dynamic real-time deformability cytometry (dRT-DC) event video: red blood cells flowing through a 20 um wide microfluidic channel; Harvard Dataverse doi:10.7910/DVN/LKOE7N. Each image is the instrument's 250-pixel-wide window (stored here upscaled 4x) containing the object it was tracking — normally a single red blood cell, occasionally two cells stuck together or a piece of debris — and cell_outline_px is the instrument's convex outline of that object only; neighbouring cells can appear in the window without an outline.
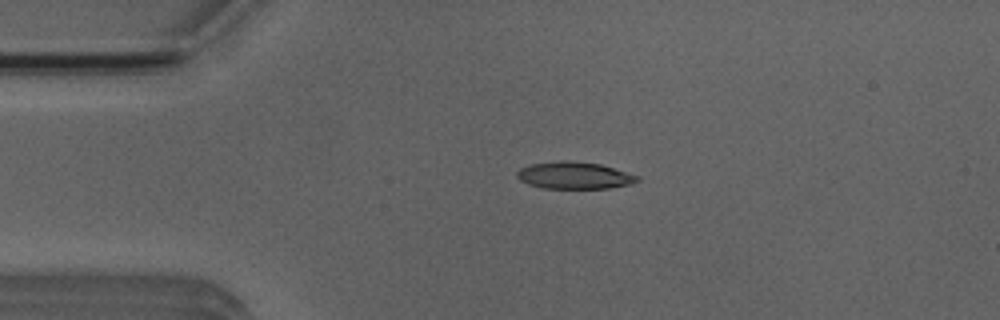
{"species": "Egyptian fruit bat (a non-hibernating species)", "species_latin": "Rousettus aegyptiacus", "temperature_condition": "room temperature", "stored_images_in_passage": 4, "camera_frame_rate_fps": 3000, "um_per_image_px": 0.085, "animal": {"sex": "male"}, "frame": {"image": 1, "passage_image": 3, "time_ms": 2.333, "image_size_px": [1000, 320], "cell_outline_px": [[640, 180], [632, 184], [608, 188], [544, 188], [528, 184], [520, 180], [516, 176], [516, 172], [520, 168], [532, 164], [564, 160], [568, 160], [600, 164], [640, 176]], "centroid_in_image_um": [48.83, 14.91], "position_along_channel_um": 36.2, "area_um2": 18.9}}